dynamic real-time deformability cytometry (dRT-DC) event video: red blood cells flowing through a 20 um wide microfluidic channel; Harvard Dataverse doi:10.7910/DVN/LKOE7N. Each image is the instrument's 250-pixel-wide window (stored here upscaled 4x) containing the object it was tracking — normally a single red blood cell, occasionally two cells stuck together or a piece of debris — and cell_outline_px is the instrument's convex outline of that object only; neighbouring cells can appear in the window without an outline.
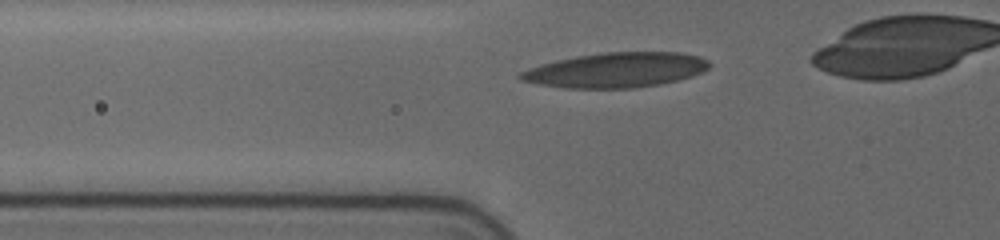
{"species": "human", "species_latin": "Homo sapiens", "temperature_condition": "cold", "stored_images_in_passage": 30, "camera_frame_rate_fps": 3000, "um_per_image_px": 0.085, "donor": {"sex": "female"}, "frame": {"image": 1, "passage_image": 2, "time_ms": 0.333, "image_size_px": [1000, 240], "cell_outline_px": [[712, 64], [708, 68], [692, 76], [660, 84], [632, 88], [564, 88], [536, 84], [520, 80], [516, 76], [520, 72], [528, 68], [540, 64], [556, 60], [576, 56], [600, 52], [680, 52], [700, 56], [708, 60]], "centroid_in_image_um": [52.32, 5.95], "position_along_channel_um": 73.5, "area_um2": 38.67}}
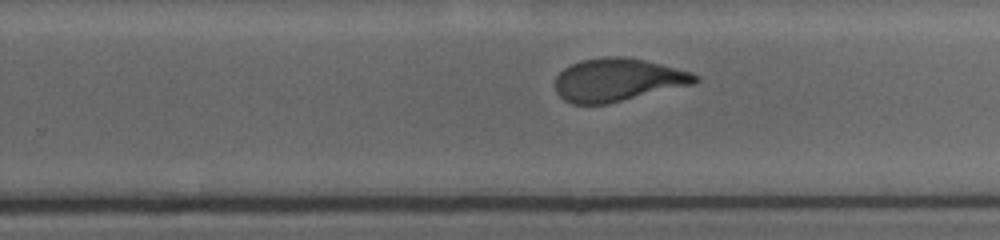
{"frame": {"image": 2, "passage_image": 19, "time_ms": 6.0, "image_size_px": [1000, 240], "cell_outline_px": [[700, 80], [692, 84], [608, 104], [572, 104], [564, 100], [556, 92], [556, 76], [564, 68], [580, 60], [604, 56], [624, 56], [644, 60], [692, 72], [700, 76]], "centroid_in_image_um": [52.49, 6.78], "position_along_channel_um": 277.3, "area_um2": 35.03}}
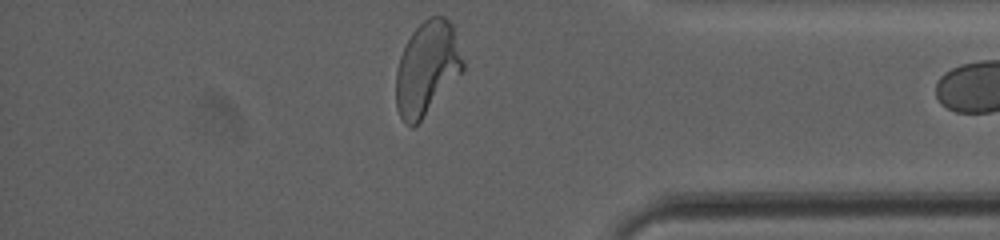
{"frame": {"image": 3, "passage_image": 30, "time_ms": 9.667, "image_size_px": [1000, 240], "cell_outline_px": [[464, 68], [420, 120], [412, 128], [404, 124], [396, 108], [396, 72], [400, 56], [412, 32], [428, 16], [444, 16], [452, 24], [464, 64]], "centroid_in_image_um": [36.26, 5.79], "position_along_channel_um": 398.9, "area_um2": 35.78}, "authors_computed_cell_mechanics": {"area_um2": 35.7782, "velocity_mm_per_s": 3.6652, "shape_relaxation_time_tau1_ms": 5.4422, "shape_relaxation_time_tau2_ms": 1.0689, "deformation_change_tau1": 0.2089, "deformation_change_tau2": 0.0837}}